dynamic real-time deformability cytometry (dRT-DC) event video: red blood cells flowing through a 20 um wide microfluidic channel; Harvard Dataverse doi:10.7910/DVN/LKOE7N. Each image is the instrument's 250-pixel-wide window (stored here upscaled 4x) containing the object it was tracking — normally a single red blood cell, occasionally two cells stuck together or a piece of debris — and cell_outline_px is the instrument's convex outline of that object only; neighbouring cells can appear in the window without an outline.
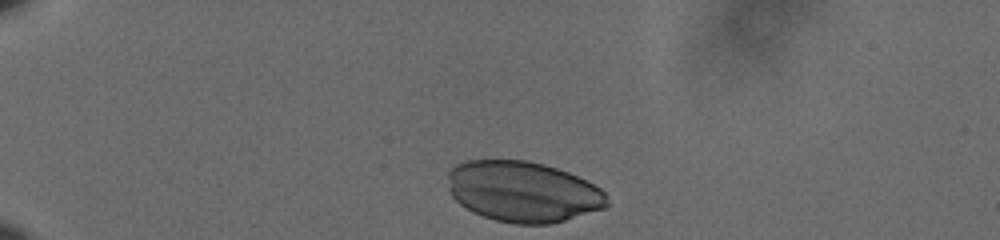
{"species": "human", "species_latin": "Homo sapiens", "temperature_condition": "cold", "stored_images_in_passage": 38, "camera_frame_rate_fps": 3000, "um_per_image_px": 0.085, "donor": {"sex": "male"}, "frame": {"image": 1, "passage_image": 1, "time_ms": 0.0, "image_size_px": [1000, 240], "cell_outline_px": [[608, 204], [604, 208], [552, 224], [516, 224], [496, 220], [472, 212], [460, 204], [452, 196], [448, 188], [448, 172], [456, 164], [468, 160], [528, 160], [544, 164], [568, 172], [600, 188], [608, 196]], "centroid_in_image_um": [44.44, 16.29], "position_along_channel_um": 40.6, "area_um2": 56.36}}
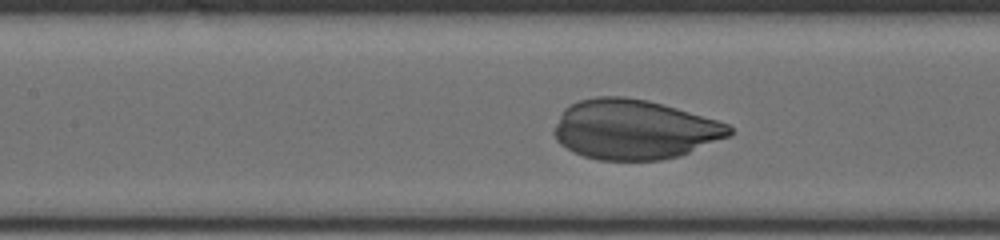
{"frame": {"image": 2, "passage_image": 16, "time_ms": 5.0, "image_size_px": [1000, 240], "cell_outline_px": [[732, 132], [728, 136], [680, 156], [660, 160], [600, 160], [584, 156], [572, 152], [560, 144], [556, 140], [552, 132], [564, 108], [580, 100], [596, 96], [624, 96], [648, 100], [676, 108], [716, 120], [728, 124], [732, 128]], "centroid_in_image_um": [53.87, 11.01], "position_along_channel_um": 153.5, "area_um2": 60.81}}
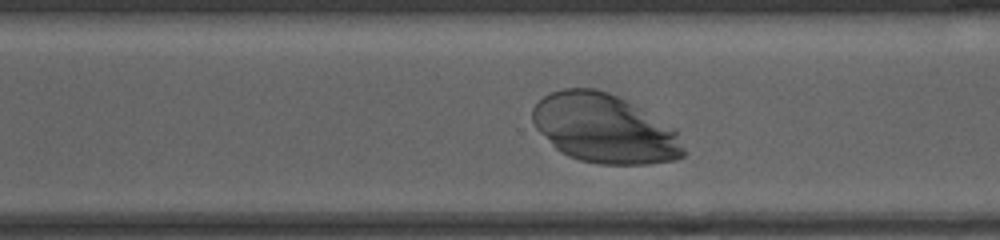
{"frame": {"image": 3, "passage_image": 30, "time_ms": 9.667, "image_size_px": [1000, 240], "cell_outline_px": [[688, 152], [684, 156], [676, 160], [648, 164], [600, 164], [580, 160], [568, 156], [560, 152], [536, 128], [532, 120], [532, 108], [544, 96], [552, 92], [564, 88], [596, 88], [608, 92], [632, 104], [676, 128]], "centroid_in_image_um": [51.42, 10.94], "position_along_channel_um": 319.2, "area_um2": 60.86}}